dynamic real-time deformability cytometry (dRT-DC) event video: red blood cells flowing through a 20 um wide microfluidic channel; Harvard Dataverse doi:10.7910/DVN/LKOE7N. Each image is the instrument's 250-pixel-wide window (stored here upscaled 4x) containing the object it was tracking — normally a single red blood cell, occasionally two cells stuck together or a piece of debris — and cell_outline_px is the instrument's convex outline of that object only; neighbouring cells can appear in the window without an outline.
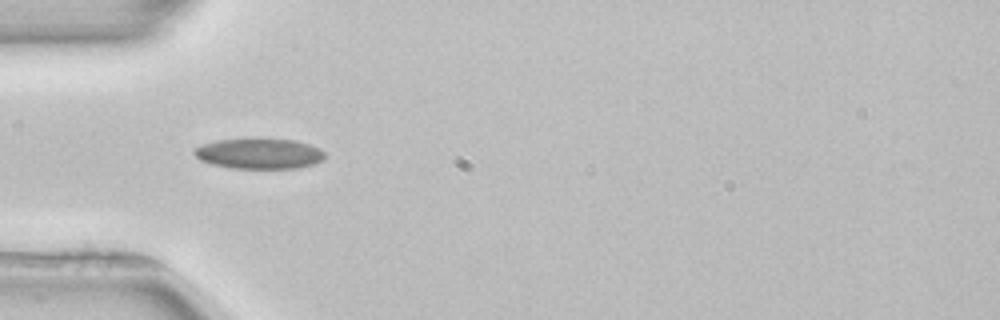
{"species": "common noctule bat (a hibernating species)", "species_latin": "Nyctalus noctula", "temperature_condition": "room temperature", "stored_images_in_passage": 51, "camera_frame_rate_fps": 3000, "um_per_image_px": 0.085, "animal": {"sex": "female", "body_mass_g": 22.7, "forearm_length_mm": 54.2}, "frame": {"image": 1, "passage_image": 15, "time_ms": 4.667, "image_size_px": [1000, 320], "cell_outline_px": [[324, 160], [300, 168], [232, 168], [212, 164], [200, 160], [192, 152], [192, 148], [216, 140], [260, 136], [296, 140], [320, 148], [324, 152]], "centroid_in_image_um": [22.02, 13.01], "position_along_channel_um": 63.0, "area_um2": 23.99}}